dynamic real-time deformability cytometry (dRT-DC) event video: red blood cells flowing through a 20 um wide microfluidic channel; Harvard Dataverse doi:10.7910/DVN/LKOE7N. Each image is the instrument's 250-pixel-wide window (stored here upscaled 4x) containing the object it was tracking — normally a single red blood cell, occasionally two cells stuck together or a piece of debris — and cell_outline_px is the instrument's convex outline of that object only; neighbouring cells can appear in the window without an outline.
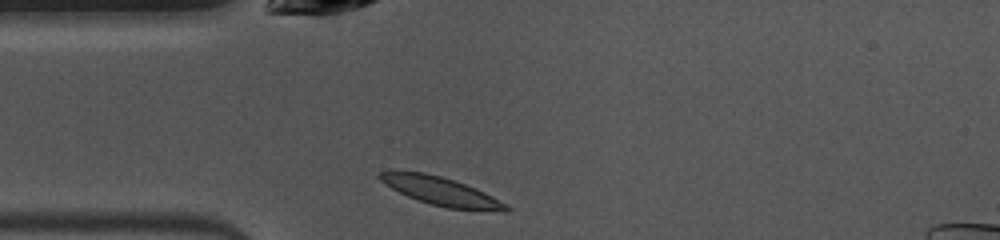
{"species": "common noctule bat (a hibernating species)", "species_latin": "Nyctalus noctula", "temperature_condition": "warm", "stored_images_in_passage": 39, "camera_frame_rate_fps": 3000, "um_per_image_px": 0.085, "animal": {"sex": "female", "body_mass_g": 10.0, "forearm_length_mm": 53.1}, "frame": {"image": 1, "passage_image": 1, "time_ms": 0.0, "image_size_px": [1000, 240], "cell_outline_px": [[512, 208], [508, 212], [504, 212], [448, 208], [432, 204], [408, 196], [384, 184], [376, 176], [380, 172], [388, 168], [424, 172], [440, 176], [476, 188], [508, 204]], "centroid_in_image_um": [37.46, 16.23], "position_along_channel_um": 47.5, "area_um2": 21.21}}
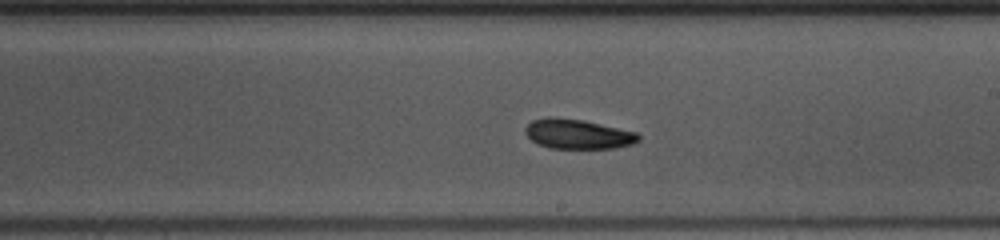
{"frame": {"image": 2, "passage_image": 16, "time_ms": 5.0, "image_size_px": [1000, 240], "cell_outline_px": [[640, 140], [632, 144], [616, 148], [548, 148], [532, 140], [524, 132], [524, 128], [532, 120], [548, 116], [552, 116], [584, 120], [636, 132], [640, 136]], "centroid_in_image_um": [49.1, 11.38], "position_along_channel_um": 239.9, "area_um2": 19.65}}
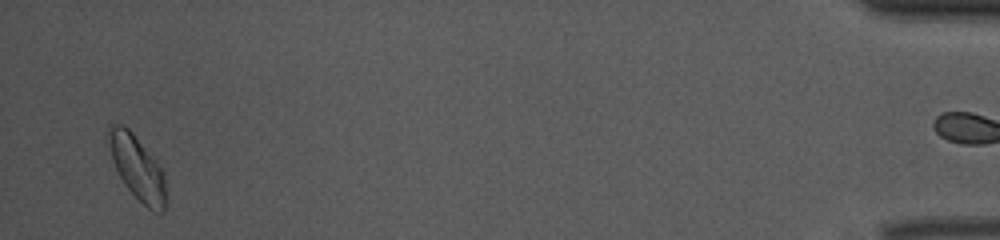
{"frame": {"image": 3, "passage_image": 37, "time_ms": 12.0, "image_size_px": [1000, 240], "cell_outline_px": [[164, 212], [160, 212], [148, 208], [124, 184], [112, 160], [108, 136], [108, 124], [120, 124], [128, 128], [132, 132], [164, 172]], "centroid_in_image_um": [11.64, 14.22], "position_along_channel_um": 423.6, "area_um2": 20.58}, "authors_computed_cell_mechanics": {"area_um2": 19.652, "velocity_mm_per_s": 3.9535, "shape_relaxation_time_tau1_ms": 4.2729, "shape_relaxation_time_tau2_ms": 10.8709, "deformation_change_tau1": 0.1227, "deformation_change_tau2": 0.1848}}